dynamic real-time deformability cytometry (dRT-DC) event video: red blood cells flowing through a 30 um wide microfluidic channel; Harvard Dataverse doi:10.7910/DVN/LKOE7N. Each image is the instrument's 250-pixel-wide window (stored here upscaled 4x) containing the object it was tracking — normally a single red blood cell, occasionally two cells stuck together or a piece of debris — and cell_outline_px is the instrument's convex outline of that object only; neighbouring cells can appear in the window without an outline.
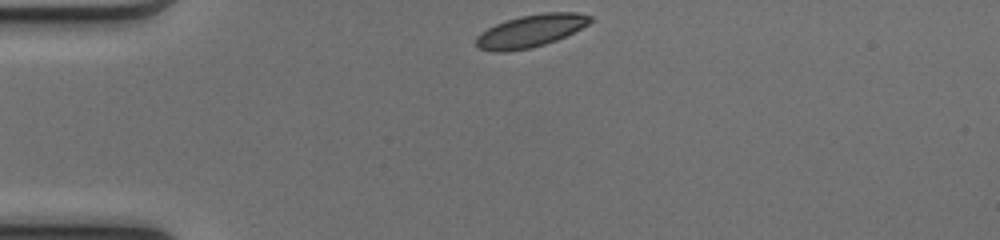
{"species": "common noctule bat (a hibernating species)", "species_latin": "Nyctalus noctula", "temperature_condition": "cold", "stored_images_in_passage": 39, "camera_frame_rate_fps": 3000, "um_per_image_px": 0.085, "animal": {"sex": "female", "body_mass_g": 17.0, "forearm_length_mm": 48.0}, "frame": {"image": 1, "passage_image": 1, "time_ms": 0.0, "image_size_px": [1000, 240], "cell_outline_px": [[592, 20], [588, 24], [556, 40], [544, 44], [528, 48], [504, 52], [496, 52], [480, 48], [476, 44], [476, 36], [480, 32], [496, 24], [520, 16], [544, 12], [576, 12], [592, 16]], "centroid_in_image_um": [45.09, 2.61], "position_along_channel_um": 39.9, "area_um2": 21.27}}
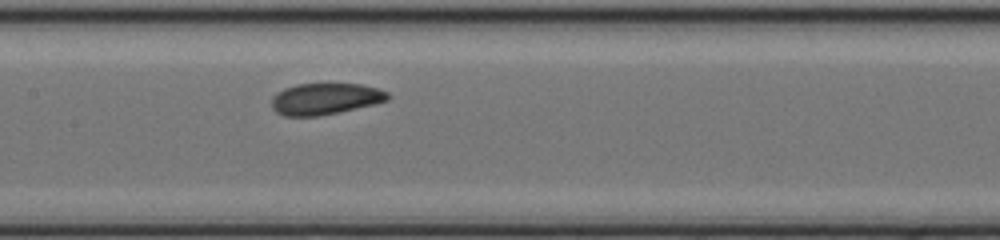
{"frame": {"image": 2, "passage_image": 14, "time_ms": 4.333, "image_size_px": [1000, 240], "cell_outline_px": [[388, 100], [340, 112], [320, 116], [284, 116], [276, 112], [272, 108], [272, 96], [276, 92], [284, 88], [296, 84], [360, 84], [376, 88], [388, 92]], "centroid_in_image_um": [27.59, 8.4], "position_along_channel_um": 179.8, "area_um2": 21.21}}
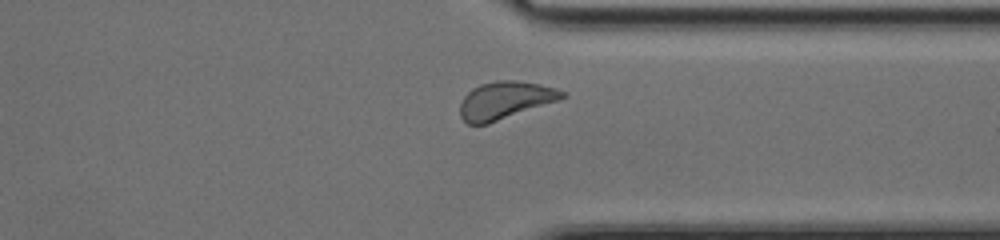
{"frame": {"image": 3, "passage_image": 28, "time_ms": 9.0, "image_size_px": [1000, 240], "cell_outline_px": [[568, 96], [560, 100], [488, 124], [468, 124], [460, 116], [460, 104], [464, 96], [472, 88], [480, 84], [496, 80], [516, 80], [540, 84], [556, 88], [564, 92]], "centroid_in_image_um": [42.95, 8.52], "position_along_channel_um": 368.5, "area_um2": 22.48}, "authors_computed_cell_mechanics": {"area_um2": 21.6172, "velocity_mm_per_s": 4.0608, "shape_relaxation_time_tau1_ms": 1.9274, "shape_relaxation_time_tau2_ms": null, "deformation_change_tau1": 0.0714, "deformation_change_tau2": null}}